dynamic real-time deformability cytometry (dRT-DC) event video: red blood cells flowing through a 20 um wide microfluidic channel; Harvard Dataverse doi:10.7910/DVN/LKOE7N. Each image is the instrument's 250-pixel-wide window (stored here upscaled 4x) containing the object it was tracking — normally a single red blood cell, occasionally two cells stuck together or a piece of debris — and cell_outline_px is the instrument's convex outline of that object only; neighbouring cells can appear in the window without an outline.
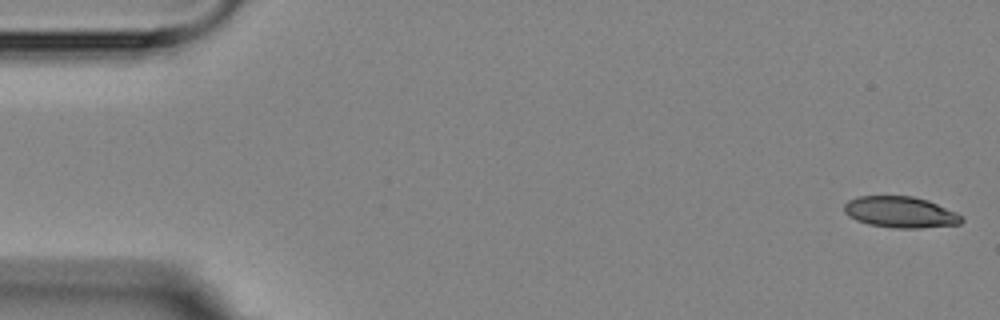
{"species": "Egyptian fruit bat (a non-hibernating species)", "species_latin": "Rousettus aegyptiacus", "temperature_condition": "room temperature", "stored_images_in_passage": 5, "camera_frame_rate_fps": 3000, "um_per_image_px": 0.085, "animal": {"sex": "female"}, "frame": {"image": 1, "passage_image": 1, "time_ms": 0.0, "image_size_px": [1000, 320], "cell_outline_px": [[964, 220], [960, 224], [920, 228], [892, 228], [868, 224], [856, 220], [848, 216], [844, 212], [844, 204], [848, 200], [856, 196], [912, 196], [928, 200], [956, 212]], "centroid_in_image_um": [76.5, 18.03], "position_along_channel_um": 8.5, "area_um2": 21.44}}
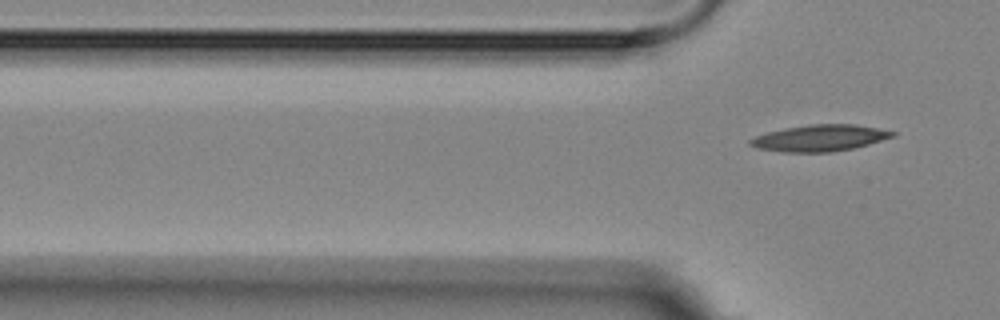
{"frame": {"image": 2, "passage_image": 5, "time_ms": 7.333, "image_size_px": [1000, 320], "cell_outline_px": [[896, 136], [868, 144], [852, 148], [832, 152], [784, 152], [756, 148], [748, 144], [748, 140], [756, 136], [768, 132], [784, 128], [808, 124], [856, 124], [896, 132]], "centroid_in_image_um": [69.66, 11.73], "position_along_channel_um": 56.1, "area_um2": 21.91}}